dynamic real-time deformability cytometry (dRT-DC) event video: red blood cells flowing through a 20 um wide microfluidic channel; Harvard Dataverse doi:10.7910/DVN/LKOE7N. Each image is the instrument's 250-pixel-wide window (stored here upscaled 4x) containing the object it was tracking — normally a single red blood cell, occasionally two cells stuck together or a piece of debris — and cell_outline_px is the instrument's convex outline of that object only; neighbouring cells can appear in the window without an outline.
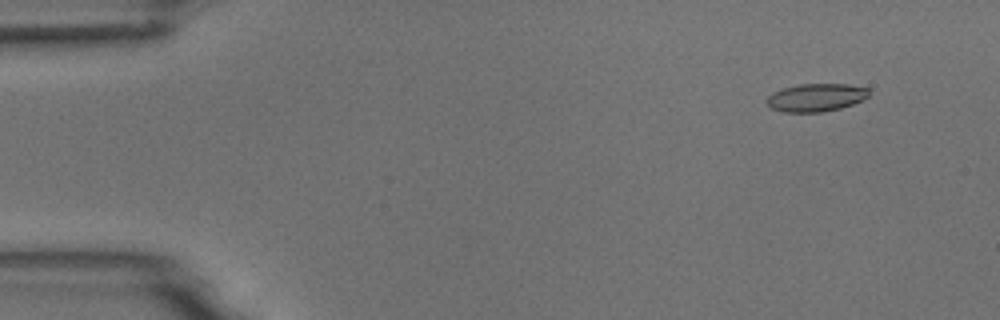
{"species": "common noctule bat (a hibernating species)", "species_latin": "Nyctalus noctula", "temperature_condition": "room temperature", "stored_images_in_passage": 7, "segment_of_instrument_passage": [1, 2], "camera_frame_rate_fps": 3000, "um_per_image_px": 0.085, "animal": {"sex": "male", "body_mass_g": 18.8}, "frame": {"image": 1, "passage_image": 2, "time_ms": 1.333, "image_size_px": [1000, 320], "cell_outline_px": [[868, 96], [864, 100], [840, 108], [824, 112], [784, 112], [772, 108], [764, 100], [772, 92], [784, 88], [800, 84], [848, 84], [868, 88]], "centroid_in_image_um": [69.35, 8.29], "position_along_channel_um": 15.6, "area_um2": 16.65}}
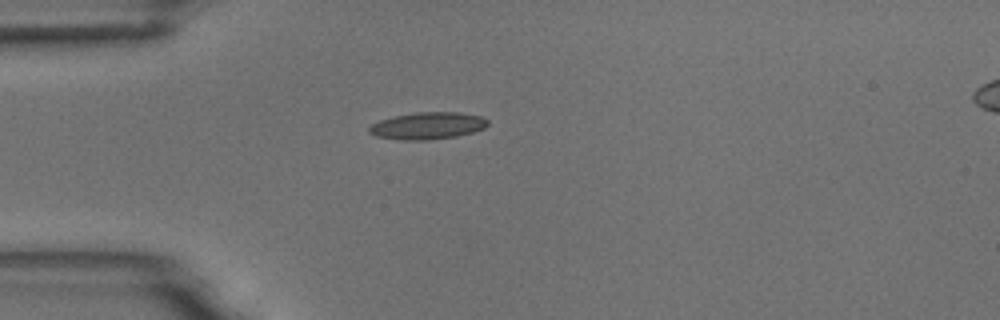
{"frame": {"image": 2, "passage_image": 5, "time_ms": 4.667, "image_size_px": [1000, 320], "cell_outline_px": [[488, 124], [484, 128], [472, 132], [456, 136], [428, 140], [400, 140], [376, 136], [368, 132], [368, 128], [372, 124], [380, 120], [396, 116], [416, 112], [460, 112], [480, 116], [488, 120]], "centroid_in_image_um": [36.34, 10.69], "position_along_channel_um": 48.7, "area_um2": 18.61}}